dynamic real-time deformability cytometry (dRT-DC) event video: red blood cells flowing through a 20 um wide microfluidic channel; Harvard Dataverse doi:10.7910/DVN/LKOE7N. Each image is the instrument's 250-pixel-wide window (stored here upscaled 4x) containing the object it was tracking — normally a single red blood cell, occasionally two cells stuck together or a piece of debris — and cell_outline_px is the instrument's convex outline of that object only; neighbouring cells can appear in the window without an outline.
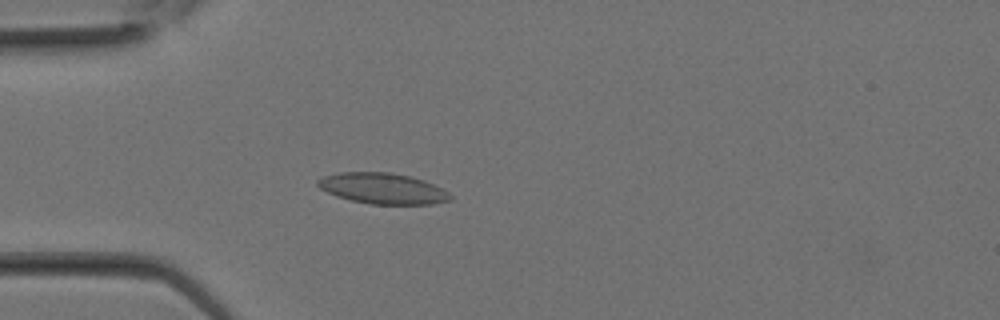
{"species": "Egyptian fruit bat (a non-hibernating species)", "species_latin": "Rousettus aegyptiacus", "temperature_condition": "room temperature", "stored_images_in_passage": 27, "camera_frame_rate_fps": 3000, "um_per_image_px": 0.085, "animal": {"sex": "female"}, "frame": {"image": 1, "passage_image": 7, "time_ms": 2.0, "image_size_px": [1000, 320], "cell_outline_px": [[452, 200], [432, 204], [372, 204], [352, 200], [336, 196], [320, 188], [316, 184], [316, 180], [324, 176], [340, 172], [392, 172], [412, 176], [424, 180], [448, 192], [452, 196]], "centroid_in_image_um": [32.53, 16.01], "position_along_channel_um": 52.5, "area_um2": 23.81}}
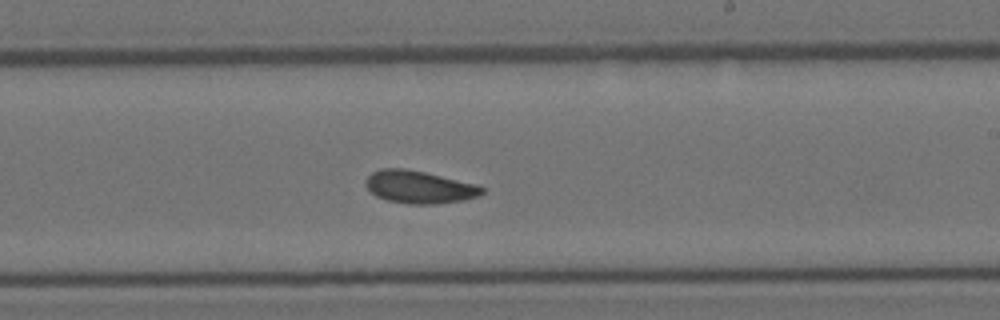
{"frame": {"image": 2, "passage_image": 16, "time_ms": 5.0, "image_size_px": [1000, 320], "cell_outline_px": [[484, 192], [476, 196], [464, 200], [436, 204], [408, 204], [388, 200], [376, 196], [364, 184], [368, 176], [372, 172], [380, 168], [404, 168], [424, 172], [476, 184], [484, 188]], "centroid_in_image_um": [35.61, 15.9], "position_along_channel_um": 253.4, "area_um2": 21.96}}
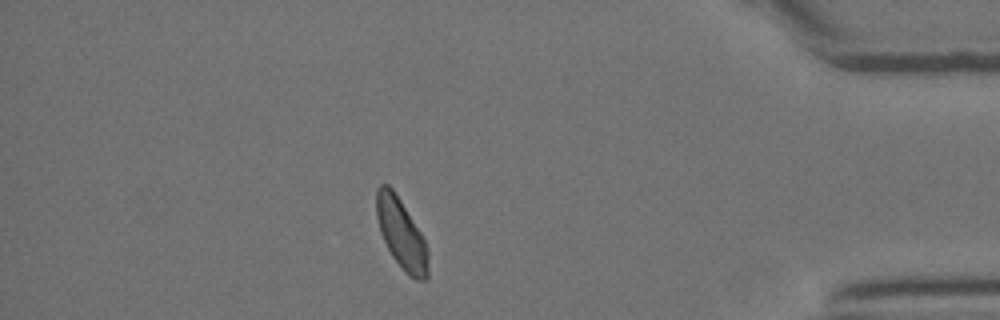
{"frame": {"image": 3, "passage_image": 24, "time_ms": 7.667, "image_size_px": [1000, 320], "cell_outline_px": [[428, 280], [416, 280], [408, 276], [404, 272], [392, 256], [380, 232], [376, 216], [376, 188], [380, 184], [388, 184], [392, 188], [400, 200], [420, 232], [424, 240], [428, 252]], "centroid_in_image_um": [34.1, 19.9], "position_along_channel_um": 401.1, "area_um2": 21.04}}